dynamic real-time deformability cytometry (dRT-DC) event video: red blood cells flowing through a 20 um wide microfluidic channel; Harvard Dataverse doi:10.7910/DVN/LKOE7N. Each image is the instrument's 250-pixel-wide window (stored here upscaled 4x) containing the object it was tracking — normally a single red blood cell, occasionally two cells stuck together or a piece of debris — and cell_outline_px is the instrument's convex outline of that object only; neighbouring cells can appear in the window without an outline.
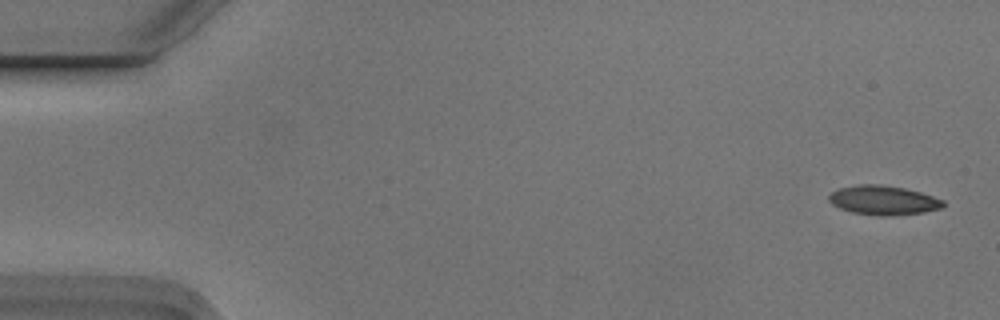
{"species": "Egyptian fruit bat (a non-hibernating species)", "species_latin": "Rousettus aegyptiacus", "temperature_condition": "cold", "stored_images_in_passage": 7, "camera_frame_rate_fps": 3000, "um_per_image_px": 0.085, "animal": {"sex": "male"}, "frame": {"image": 1, "passage_image": 1, "time_ms": 0.0, "image_size_px": [1000, 320], "cell_outline_px": [[944, 204], [940, 208], [924, 212], [892, 216], [880, 216], [852, 212], [840, 208], [832, 204], [828, 200], [828, 196], [832, 192], [840, 188], [860, 184], [880, 184], [904, 188], [920, 192], [944, 200]], "centroid_in_image_um": [75.07, 17.02], "position_along_channel_um": 9.9, "area_um2": 19.42}}
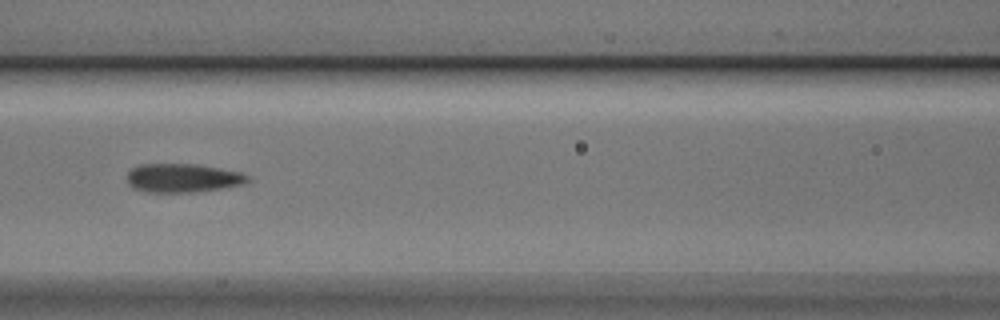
{"frame": {"image": 2, "passage_image": 7, "time_ms": 2.0, "image_size_px": [1000, 320], "cell_outline_px": [[248, 180], [244, 184], [196, 192], [148, 192], [132, 188], [128, 184], [128, 172], [132, 168], [140, 164], [196, 164], [220, 168], [240, 172], [248, 176]], "centroid_in_image_um": [15.5, 15.13], "position_along_channel_um": 151.1, "area_um2": 20.11}}